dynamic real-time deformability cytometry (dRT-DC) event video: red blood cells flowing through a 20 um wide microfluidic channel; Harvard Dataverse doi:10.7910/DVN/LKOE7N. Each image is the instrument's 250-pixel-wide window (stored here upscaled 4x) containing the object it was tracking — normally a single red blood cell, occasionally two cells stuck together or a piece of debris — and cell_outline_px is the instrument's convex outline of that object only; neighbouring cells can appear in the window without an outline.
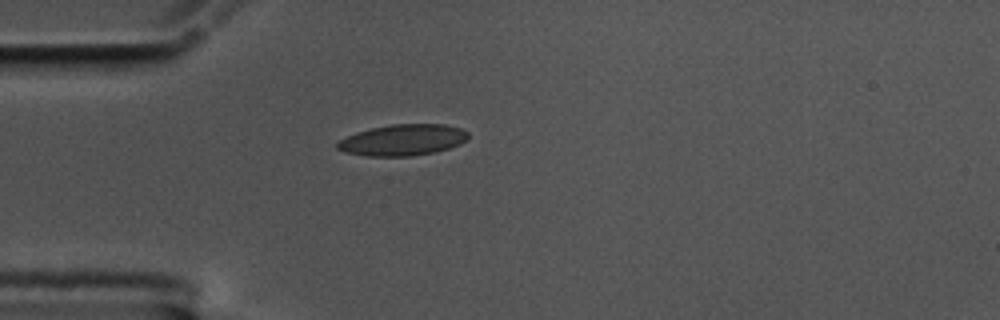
{"species": "common noctule bat (a hibernating species)", "species_latin": "Nyctalus noctula", "temperature_condition": "cold", "stored_images_in_passage": 42, "camera_frame_rate_fps": 3000, "um_per_image_px": 0.085, "animal": {"sex": "male", "body_mass_g": 17.5, "forearm_length_mm": 52.3}, "frame": {"image": 1, "passage_image": 1, "time_ms": 0.0, "image_size_px": [1000, 320], "cell_outline_px": [[468, 136], [460, 144], [448, 148], [432, 152], [408, 156], [368, 156], [344, 152], [336, 148], [336, 144], [340, 140], [356, 132], [372, 128], [392, 124], [444, 124], [460, 128], [468, 132]], "centroid_in_image_um": [34.21, 11.89], "position_along_channel_um": 50.8, "area_um2": 23.52}}
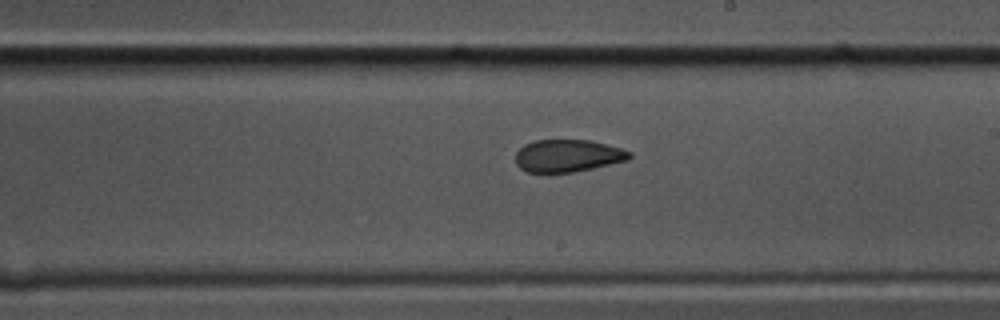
{"frame": {"image": 2, "passage_image": 18, "time_ms": 5.667, "image_size_px": [1000, 320], "cell_outline_px": [[632, 156], [628, 160], [592, 168], [572, 172], [528, 172], [520, 168], [516, 164], [516, 152], [524, 144], [536, 140], [592, 140], [620, 148], [632, 152]], "centroid_in_image_um": [48.26, 13.23], "position_along_channel_um": 240.7, "area_um2": 21.44}}
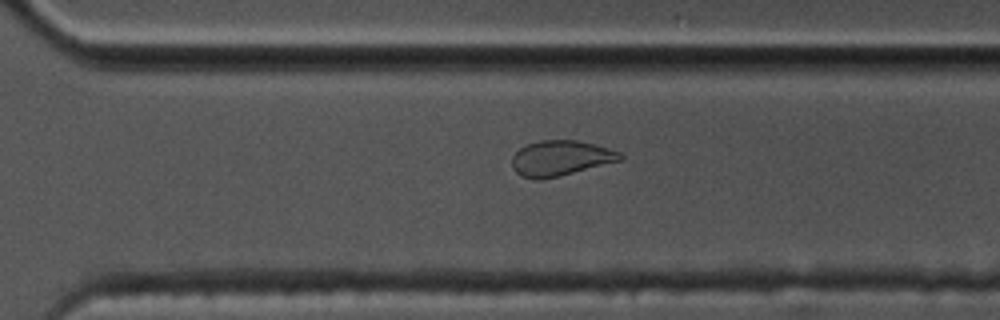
{"frame": {"image": 3, "passage_image": 25, "time_ms": 8.0, "image_size_px": [1000, 320], "cell_outline_px": [[624, 160], [560, 176], [540, 180], [532, 180], [516, 172], [512, 168], [512, 156], [520, 148], [528, 144], [540, 140], [576, 140], [608, 148], [620, 152], [624, 156]], "centroid_in_image_um": [47.66, 13.46], "position_along_channel_um": 322.9, "area_um2": 22.37}, "authors_computed_cell_mechanics": {"area_um2": 23.2645, "velocity_mm_per_s": 3.5273, "shape_relaxation_time_tau1_ms": null, "shape_relaxation_time_tau2_ms": 2.4263, "deformation_change_tau1": null, "deformation_change_tau2": 0.0822}}